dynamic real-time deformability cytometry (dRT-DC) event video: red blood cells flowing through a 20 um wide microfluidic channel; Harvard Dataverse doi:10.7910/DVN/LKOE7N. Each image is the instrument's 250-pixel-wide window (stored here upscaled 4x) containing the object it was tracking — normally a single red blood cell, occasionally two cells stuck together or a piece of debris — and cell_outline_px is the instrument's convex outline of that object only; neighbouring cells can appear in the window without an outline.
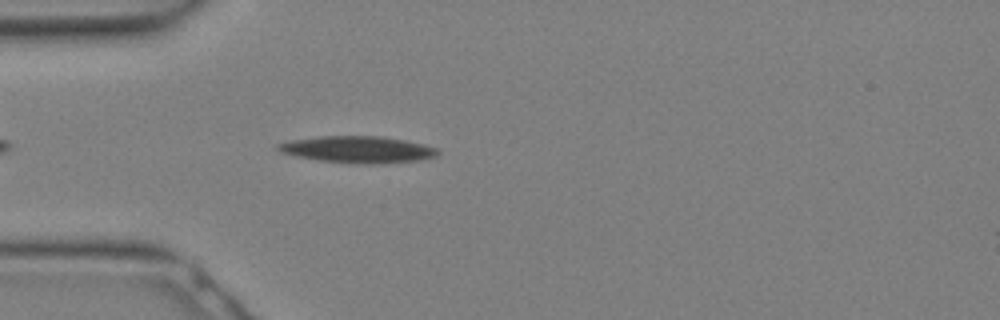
{"species": "Egyptian fruit bat (a non-hibernating species)", "species_latin": "Rousettus aegyptiacus", "temperature_condition": "warm", "stored_images_in_passage": 8, "camera_frame_rate_fps": 3000, "um_per_image_px": 0.085, "animal": {"sex": "female"}, "frame": {"image": 1, "passage_image": 2, "time_ms": 0.333, "image_size_px": [1000, 320], "cell_outline_px": [[440, 152], [436, 156], [424, 160], [384, 164], [352, 164], [316, 160], [296, 156], [280, 152], [276, 148], [276, 144], [288, 140], [320, 136], [380, 136], [404, 140], [424, 144], [440, 148]], "centroid_in_image_um": [30.44, 12.72], "position_along_channel_um": 54.6, "area_um2": 25.49}}
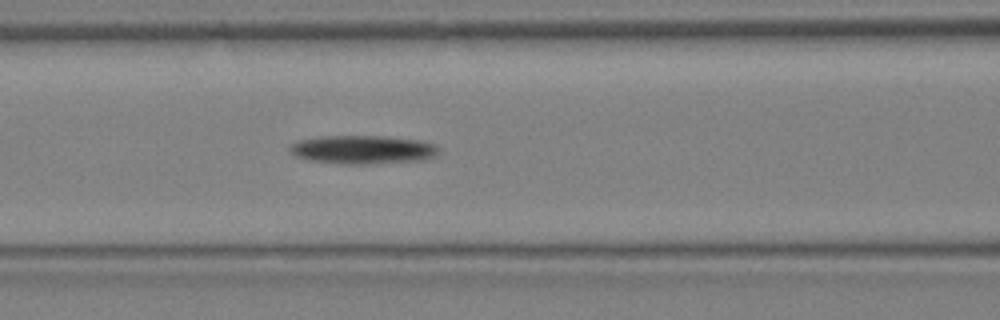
{"frame": {"image": 2, "passage_image": 6, "time_ms": 1.667, "image_size_px": [1000, 320], "cell_outline_px": [[440, 152], [436, 156], [424, 160], [368, 164], [340, 164], [308, 160], [296, 156], [288, 148], [292, 144], [300, 140], [320, 136], [384, 136], [420, 140], [436, 144]], "centroid_in_image_um": [30.88, 12.72], "position_along_channel_um": 135.7, "area_um2": 24.97}}
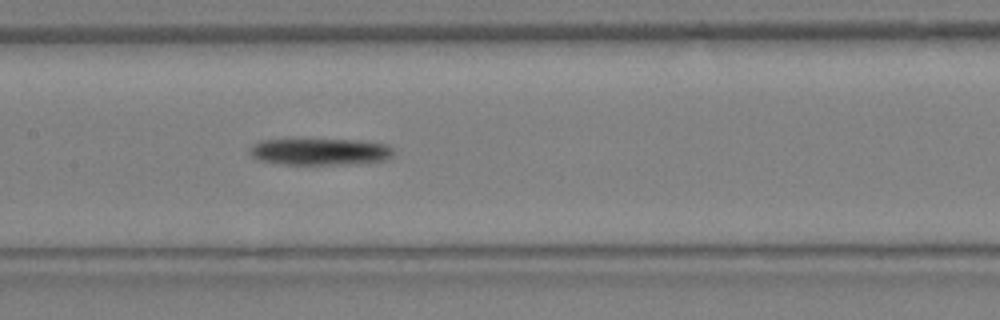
{"frame": {"image": 3, "passage_image": 8, "time_ms": 2.333, "image_size_px": [1000, 320], "cell_outline_px": [[396, 152], [388, 160], [344, 164], [284, 164], [256, 160], [248, 152], [248, 148], [252, 144], [260, 140], [288, 136], [360, 140], [388, 144]], "centroid_in_image_um": [27.11, 12.82], "position_along_channel_um": 180.3, "area_um2": 23.99}}